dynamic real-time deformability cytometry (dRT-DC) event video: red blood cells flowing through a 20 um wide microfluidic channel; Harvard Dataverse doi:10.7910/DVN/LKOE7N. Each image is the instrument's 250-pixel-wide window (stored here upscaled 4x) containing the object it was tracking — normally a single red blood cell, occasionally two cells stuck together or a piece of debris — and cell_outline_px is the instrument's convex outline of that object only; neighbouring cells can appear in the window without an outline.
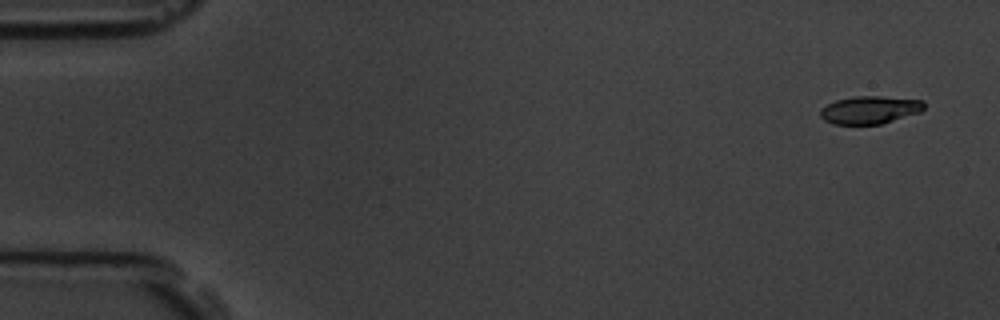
{"species": "common noctule bat (a hibernating species)", "species_latin": "Nyctalus noctula", "temperature_condition": "room temperature", "stored_images_in_passage": 9, "camera_frame_rate_fps": 3000, "um_per_image_px": 0.085, "animal": {"sex": "male", "body_mass_g": 19.5, "forearm_length_mm": 54.6}, "frame": {"image": 1, "passage_image": 1, "time_ms": 0.0, "image_size_px": [1000, 320], "cell_outline_px": [[924, 108], [920, 112], [880, 124], [832, 124], [824, 120], [820, 116], [820, 108], [836, 100], [852, 96], [880, 96], [924, 100]], "centroid_in_image_um": [73.91, 9.33], "position_along_channel_um": 11.1, "area_um2": 16.82}}
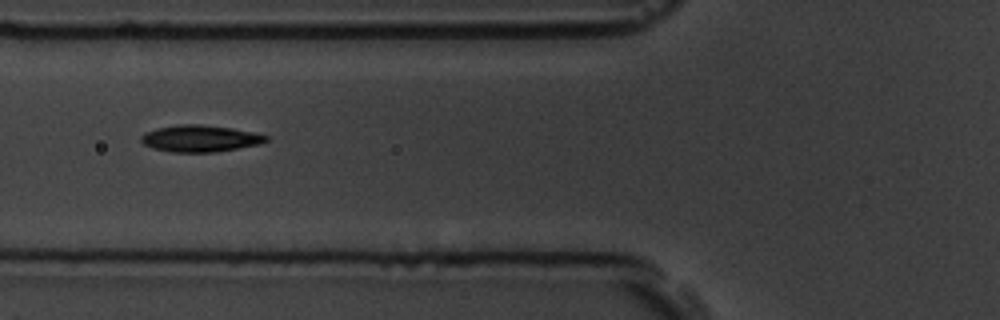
{"frame": {"image": 2, "passage_image": 6, "time_ms": 6.0, "image_size_px": [1000, 320], "cell_outline_px": [[268, 140], [260, 144], [216, 152], [172, 152], [152, 148], [144, 144], [140, 140], [140, 136], [144, 132], [156, 128], [176, 124], [200, 124], [232, 128], [252, 132], [268, 136]], "centroid_in_image_um": [16.97, 11.76], "position_along_channel_um": 108.8, "area_um2": 19.54}}
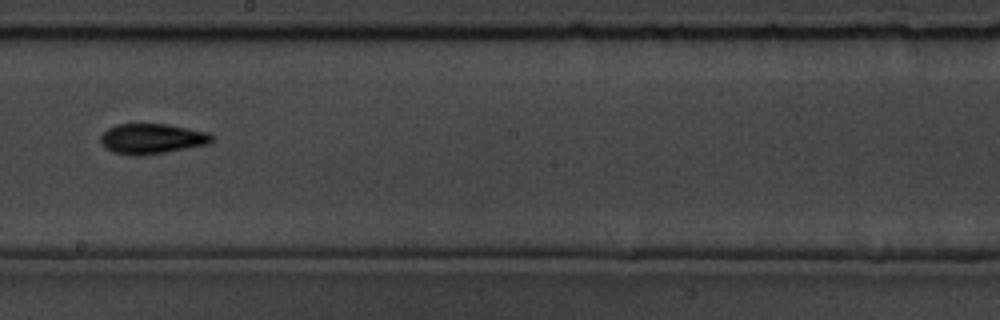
{"frame": {"image": 3, "passage_image": 9, "time_ms": 9.333, "image_size_px": [1000, 320], "cell_outline_px": [[212, 144], [164, 152], [136, 156], [132, 156], [112, 152], [100, 140], [100, 136], [108, 128], [116, 124], [168, 124], [208, 132], [212, 136]], "centroid_in_image_um": [12.93, 11.79], "position_along_channel_um": 235.3, "area_um2": 19.54}}